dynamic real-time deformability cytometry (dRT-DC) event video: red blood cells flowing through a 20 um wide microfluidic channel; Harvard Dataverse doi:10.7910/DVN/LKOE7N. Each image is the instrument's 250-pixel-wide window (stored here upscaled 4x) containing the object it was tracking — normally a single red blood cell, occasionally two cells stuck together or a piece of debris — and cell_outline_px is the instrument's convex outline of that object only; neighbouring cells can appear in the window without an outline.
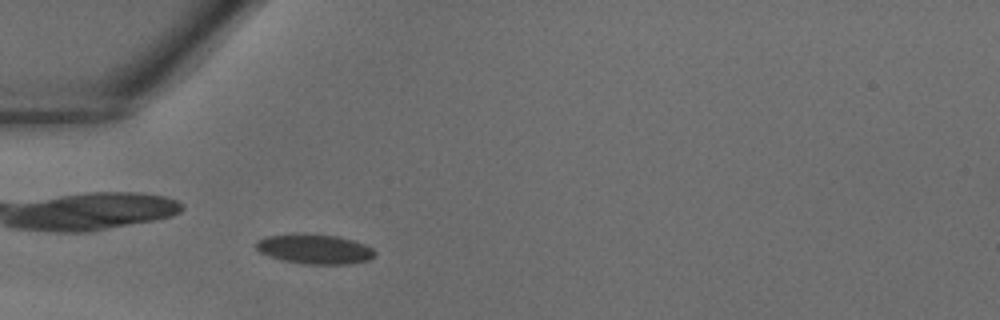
{"species": "common noctule bat (a hibernating species)", "species_latin": "Nyctalus noctula", "temperature_condition": "warm", "stored_images_in_passage": 35, "camera_frame_rate_fps": 3000, "um_per_image_px": 0.085, "animal": {"sex": "male", "body_mass_g": 18.8}, "frame": {"image": 1, "passage_image": 7, "time_ms": 2.0, "image_size_px": [1000, 320], "cell_outline_px": [[376, 252], [368, 260], [348, 264], [308, 264], [280, 260], [268, 256], [260, 252], [256, 248], [256, 240], [264, 236], [296, 232], [304, 232], [340, 236], [364, 244], [372, 248]], "centroid_in_image_um": [26.68, 21.14], "position_along_channel_um": 58.3, "area_um2": 21.04}}
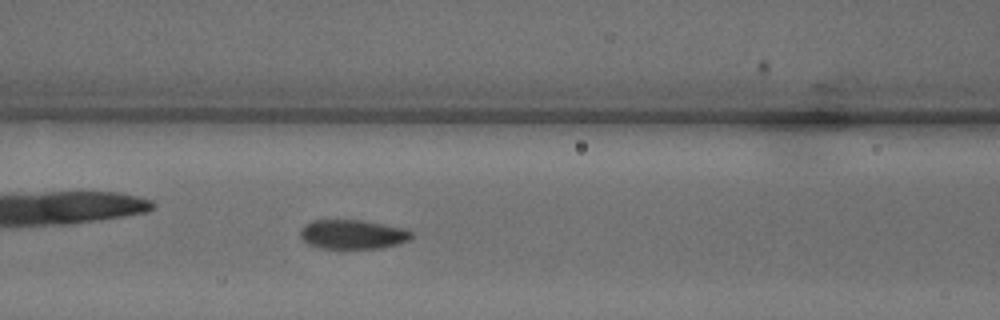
{"frame": {"image": 2, "passage_image": 12, "time_ms": 3.667, "image_size_px": [1000, 320], "cell_outline_px": [[412, 236], [408, 240], [396, 244], [380, 248], [320, 248], [308, 244], [300, 236], [300, 228], [304, 224], [312, 220], [360, 220], [404, 228], [412, 232]], "centroid_in_image_um": [29.93, 19.91], "position_along_channel_um": 136.7, "area_um2": 18.84}}
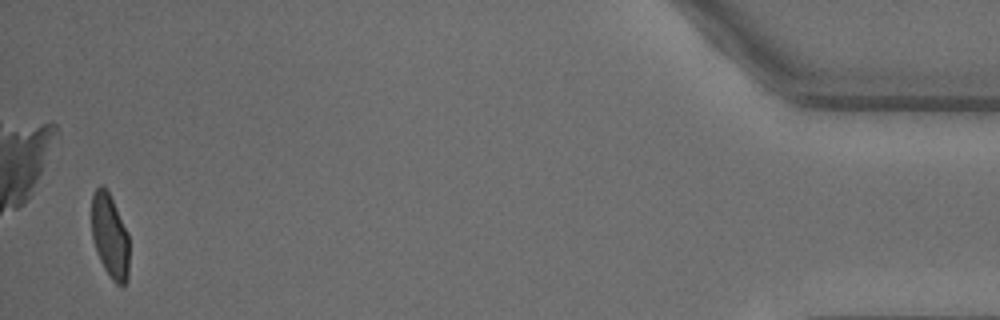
{"frame": {"image": 3, "passage_image": 34, "time_ms": 11.0, "image_size_px": [1000, 320], "cell_outline_px": [[128, 280], [120, 288], [112, 280], [104, 268], [100, 260], [92, 236], [92, 196], [96, 188], [100, 184], [108, 192], [128, 232]], "centroid_in_image_um": [9.35, 20.11], "position_along_channel_um": 425.9, "area_um2": 18.21}}